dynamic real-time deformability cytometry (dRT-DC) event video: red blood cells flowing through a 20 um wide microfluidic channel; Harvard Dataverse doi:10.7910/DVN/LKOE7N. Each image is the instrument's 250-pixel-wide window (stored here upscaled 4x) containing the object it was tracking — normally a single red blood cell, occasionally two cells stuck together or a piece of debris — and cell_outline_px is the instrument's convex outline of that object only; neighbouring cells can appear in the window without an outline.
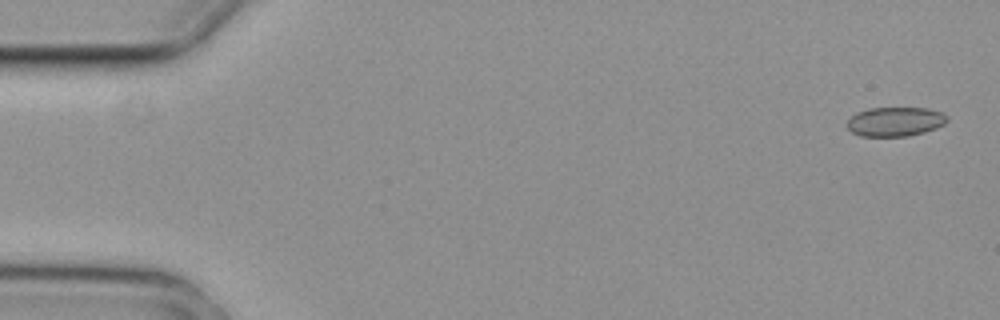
{"species": "common noctule bat (a hibernating species)", "species_latin": "Nyctalus noctula", "temperature_condition": "cold", "stored_images_in_passage": 4, "camera_frame_rate_fps": 3000, "um_per_image_px": 0.085, "animal": {"sex": "female", "body_mass_g": 29.2, "forearm_length_mm": 56.3}, "frame": {"image": 1, "passage_image": 1, "time_ms": 0.0, "image_size_px": [1000, 320], "cell_outline_px": [[948, 120], [944, 124], [936, 128], [924, 132], [908, 136], [860, 136], [852, 132], [848, 128], [848, 120], [856, 112], [868, 108], [928, 108], [940, 112], [948, 116]], "centroid_in_image_um": [76.1, 10.33], "position_along_channel_um": 8.9, "area_um2": 17.05}}